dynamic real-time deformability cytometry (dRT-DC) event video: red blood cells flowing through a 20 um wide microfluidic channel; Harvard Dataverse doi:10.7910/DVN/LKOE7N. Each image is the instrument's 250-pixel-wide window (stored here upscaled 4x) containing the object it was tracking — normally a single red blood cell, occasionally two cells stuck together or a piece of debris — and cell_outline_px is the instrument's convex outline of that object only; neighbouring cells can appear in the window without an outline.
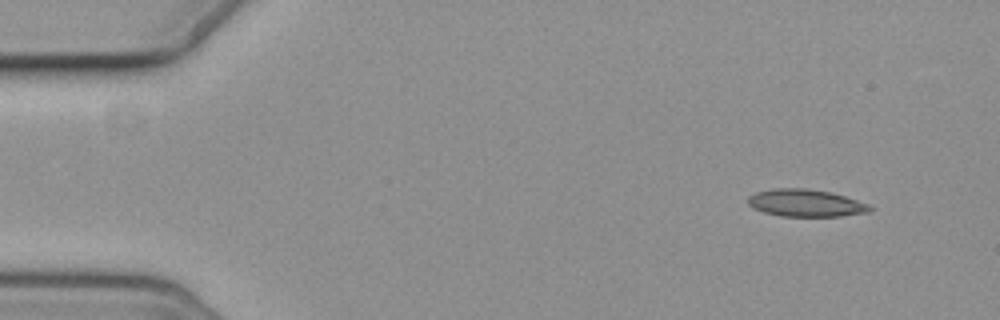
{"species": "common noctule bat (a hibernating species)", "species_latin": "Nyctalus noctula", "temperature_condition": "cold", "stored_images_in_passage": 6, "segment_of_instrument_passage": [2, 2], "camera_frame_rate_fps": 3000, "um_per_image_px": 0.085, "animal": {"sex": "female", "body_mass_g": 19.3, "forearm_length_mm": 54.1}, "frame": {"image": 1, "passage_image": 6, "time_ms": 7.333, "image_size_px": [1000, 320], "cell_outline_px": [[876, 208], [868, 212], [840, 216], [780, 216], [764, 212], [748, 204], [748, 196], [756, 192], [772, 188], [804, 188], [828, 192], [844, 196], [868, 204]], "centroid_in_image_um": [68.48, 17.25], "position_along_channel_um": 16.5, "area_um2": 19.25}}